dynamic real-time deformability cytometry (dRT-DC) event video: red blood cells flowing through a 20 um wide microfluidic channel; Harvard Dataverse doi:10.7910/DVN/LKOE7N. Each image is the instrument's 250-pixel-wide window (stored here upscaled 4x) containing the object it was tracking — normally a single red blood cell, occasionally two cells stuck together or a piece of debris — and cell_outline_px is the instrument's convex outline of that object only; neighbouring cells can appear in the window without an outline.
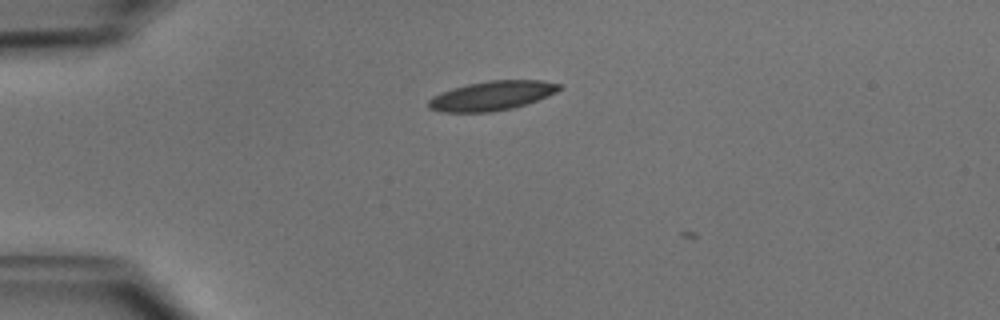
{"species": "common noctule bat (a hibernating species)", "species_latin": "Nyctalus noctula", "temperature_condition": "cold", "stored_images_in_passage": 4, "camera_frame_rate_fps": 3000, "um_per_image_px": 0.085, "animal": {"sex": "male", "body_mass_g": 15.6}, "frame": {"image": 1, "passage_image": 3, "time_ms": 0.667, "image_size_px": [1000, 320], "cell_outline_px": [[564, 88], [548, 96], [512, 108], [492, 112], [444, 112], [428, 108], [428, 100], [432, 96], [440, 92], [452, 88], [468, 84], [488, 80], [544, 80], [560, 84]], "centroid_in_image_um": [41.81, 8.13], "position_along_channel_um": 43.2, "area_um2": 22.43}}